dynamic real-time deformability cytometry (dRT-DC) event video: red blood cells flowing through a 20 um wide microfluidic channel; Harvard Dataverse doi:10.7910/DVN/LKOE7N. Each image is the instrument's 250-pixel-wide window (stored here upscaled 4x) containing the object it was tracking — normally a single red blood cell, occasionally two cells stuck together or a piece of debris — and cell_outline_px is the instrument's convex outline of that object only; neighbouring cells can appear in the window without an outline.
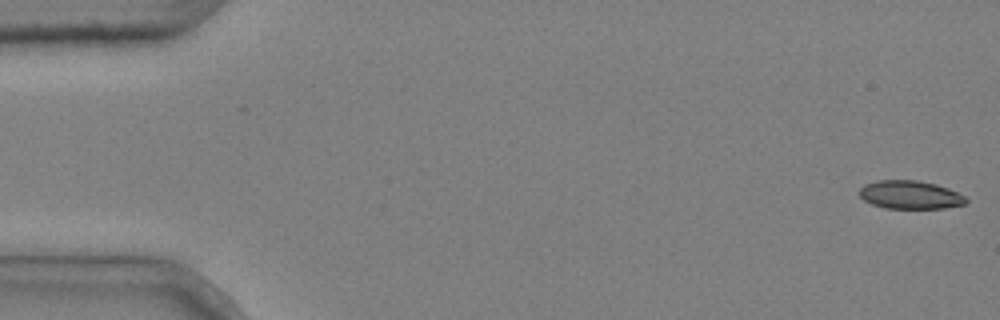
{"species": "common noctule bat (a hibernating species)", "species_latin": "Nyctalus noctula", "temperature_condition": "cold", "stored_images_in_passage": 2, "camera_frame_rate_fps": 3000, "um_per_image_px": 0.085, "animal": {"sex": "male", "body_mass_g": 20.4}, "frame": {"image": 1, "passage_image": 2, "time_ms": 0.333, "image_size_px": [1000, 320], "cell_outline_px": [[968, 200], [964, 204], [944, 208], [884, 208], [872, 204], [864, 200], [860, 196], [860, 188], [864, 184], [876, 180], [916, 180], [936, 184], [948, 188], [964, 196]], "centroid_in_image_um": [77.34, 16.55], "position_along_channel_um": 7.7, "area_um2": 17.51}}